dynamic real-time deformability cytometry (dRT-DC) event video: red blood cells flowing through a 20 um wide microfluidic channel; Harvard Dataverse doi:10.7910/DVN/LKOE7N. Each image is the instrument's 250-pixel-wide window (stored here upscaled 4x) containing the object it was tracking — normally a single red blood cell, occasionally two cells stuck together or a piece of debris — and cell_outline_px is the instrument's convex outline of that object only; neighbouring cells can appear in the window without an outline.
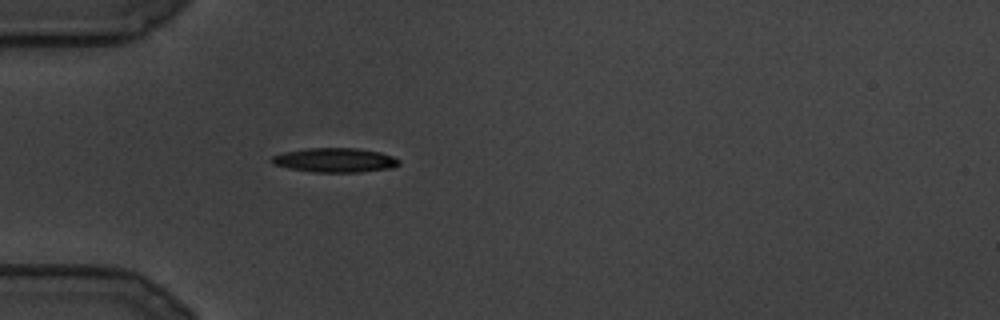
{"species": "common noctule bat (a hibernating species)", "species_latin": "Nyctalus noctula", "temperature_condition": "cold", "stored_images_in_passage": 74, "camera_frame_rate_fps": 3000, "um_per_image_px": 0.085, "animal": {"sex": "male", "body_mass_g": 19.5, "forearm_length_mm": 54.6}, "frame": {"image": 1, "passage_image": 1, "time_ms": 0.0, "image_size_px": [1000, 320], "cell_outline_px": [[400, 164], [392, 168], [360, 172], [312, 172], [288, 168], [272, 164], [268, 160], [272, 156], [284, 152], [308, 148], [356, 148], [380, 152], [392, 156], [400, 160]], "centroid_in_image_um": [28.45, 13.61], "position_along_channel_um": 56.6, "area_um2": 18.15}}
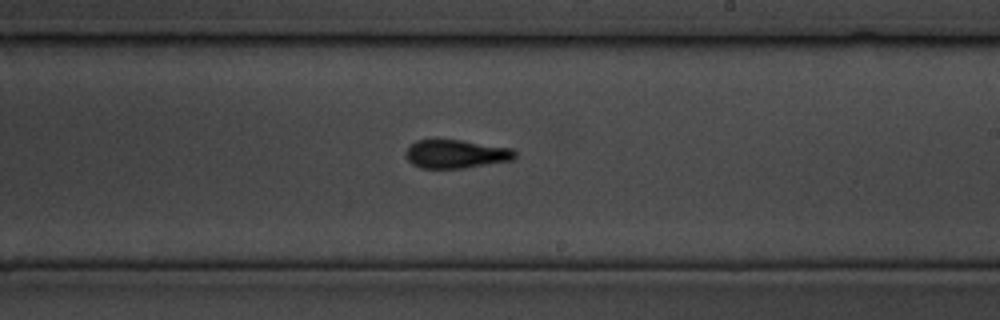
{"frame": {"image": 2, "passage_image": 32, "time_ms": 10.333, "image_size_px": [1000, 320], "cell_outline_px": [[516, 156], [512, 160], [460, 168], [420, 168], [412, 164], [408, 160], [404, 152], [416, 140], [460, 140], [512, 148], [516, 152]], "centroid_in_image_um": [38.74, 13.09], "position_along_channel_um": 250.3, "area_um2": 17.92}}
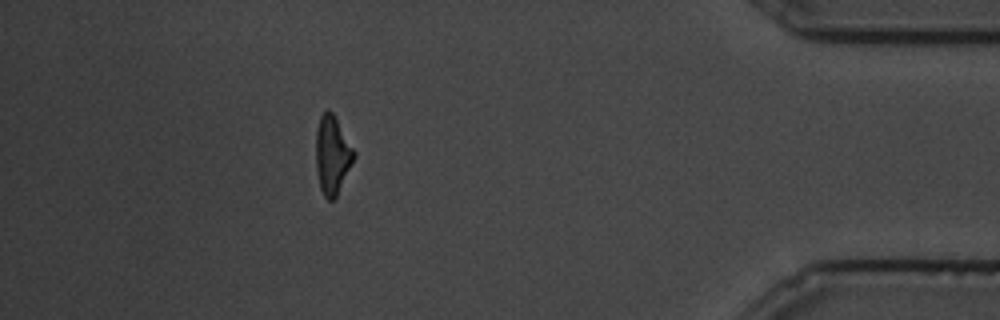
{"frame": {"image": 3, "passage_image": 63, "time_ms": 20.667, "image_size_px": [1000, 320], "cell_outline_px": [[356, 156], [336, 196], [332, 200], [328, 200], [324, 196], [320, 188], [316, 168], [316, 128], [320, 116], [328, 108], [332, 112], [356, 152]], "centroid_in_image_um": [28.24, 13.16], "position_along_channel_um": 407.0, "area_um2": 17.28}}